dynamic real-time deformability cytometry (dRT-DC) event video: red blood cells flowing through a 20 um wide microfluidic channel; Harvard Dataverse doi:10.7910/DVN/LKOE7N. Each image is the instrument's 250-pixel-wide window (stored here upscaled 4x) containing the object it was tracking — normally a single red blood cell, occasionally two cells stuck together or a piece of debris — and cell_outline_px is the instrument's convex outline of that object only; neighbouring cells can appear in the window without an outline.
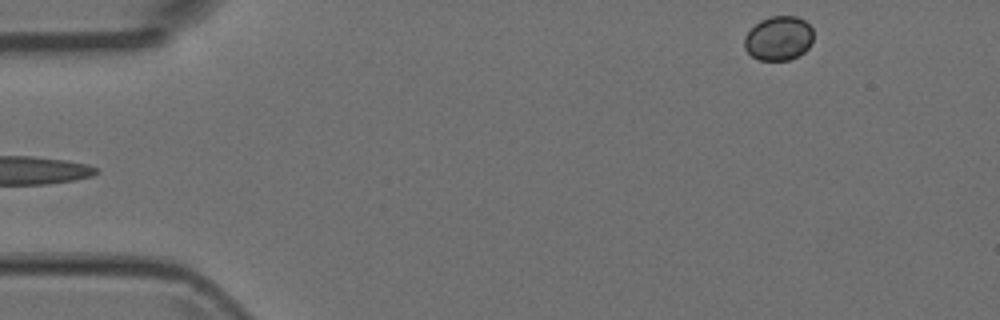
{"species": "Egyptian fruit bat (a non-hibernating species)", "species_latin": "Rousettus aegyptiacus", "temperature_condition": "room temperature", "stored_images_in_passage": 5, "segment_of_instrument_passage": [2, 2], "camera_frame_rate_fps": 3000, "um_per_image_px": 0.085, "animal": {"sex": "female"}, "frame": {"image": 1, "passage_image": 5, "time_ms": 1.333, "image_size_px": [1000, 320], "cell_outline_px": [[812, 44], [804, 52], [788, 60], [760, 60], [752, 56], [744, 48], [744, 36], [760, 20], [772, 16], [796, 16], [804, 20], [812, 28]], "centroid_in_image_um": [66.18, 3.25], "position_along_channel_um": 18.8, "area_um2": 17.74}}